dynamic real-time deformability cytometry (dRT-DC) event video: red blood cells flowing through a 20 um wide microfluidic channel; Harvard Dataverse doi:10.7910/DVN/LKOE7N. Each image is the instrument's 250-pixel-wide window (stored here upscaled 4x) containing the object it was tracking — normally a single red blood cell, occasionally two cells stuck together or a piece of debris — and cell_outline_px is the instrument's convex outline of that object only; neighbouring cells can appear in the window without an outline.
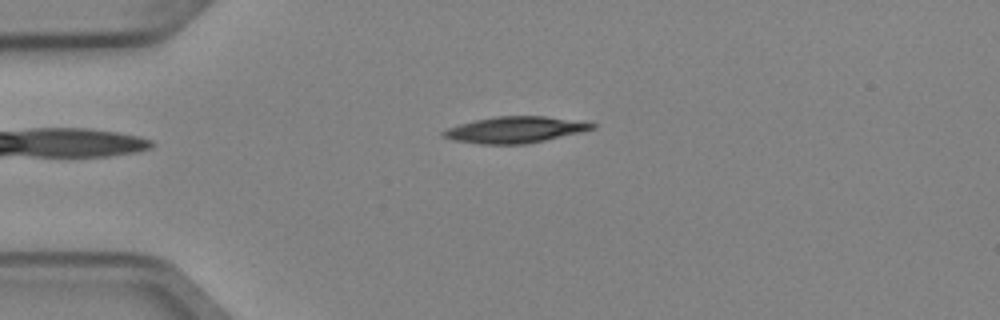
{"species": "Egyptian fruit bat (a non-hibernating species)", "species_latin": "Rousettus aegyptiacus", "temperature_condition": "cold", "stored_images_in_passage": 3, "camera_frame_rate_fps": 3000, "um_per_image_px": 0.085, "animal": {"sex": "female"}, "frame": {"image": 1, "passage_image": 3, "time_ms": 0.667, "image_size_px": [1000, 320], "cell_outline_px": [[596, 128], [580, 132], [544, 140], [524, 144], [480, 144], [452, 140], [440, 136], [440, 132], [448, 128], [460, 124], [476, 120], [496, 116], [544, 116], [596, 124]], "centroid_in_image_um": [43.7, 11.03], "position_along_channel_um": 41.3, "area_um2": 22.48}}